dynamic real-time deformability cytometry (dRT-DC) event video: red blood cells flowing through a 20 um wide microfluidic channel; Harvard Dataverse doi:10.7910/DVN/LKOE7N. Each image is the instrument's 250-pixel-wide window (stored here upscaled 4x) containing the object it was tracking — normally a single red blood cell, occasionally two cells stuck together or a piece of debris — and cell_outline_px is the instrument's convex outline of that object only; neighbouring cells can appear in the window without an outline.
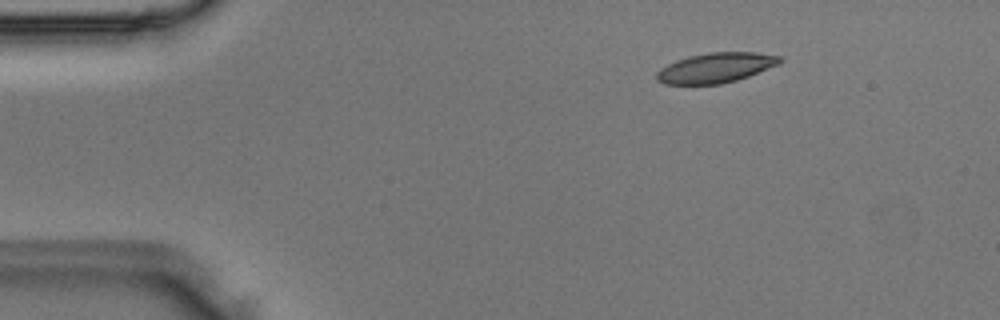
{"species": "Egyptian fruit bat (a non-hibernating species)", "species_latin": "Rousettus aegyptiacus", "temperature_condition": "room temperature", "stored_images_in_passage": 3, "camera_frame_rate_fps": 3000, "um_per_image_px": 0.085, "animal": {"sex": "male"}, "frame": {"image": 1, "passage_image": 1, "time_ms": 0.0, "image_size_px": [1000, 320], "cell_outline_px": [[784, 60], [780, 64], [748, 76], [736, 80], [720, 84], [664, 84], [656, 80], [656, 72], [660, 68], [676, 60], [688, 56], [708, 52], [756, 52], [780, 56]], "centroid_in_image_um": [60.84, 5.75], "position_along_channel_um": 24.2, "area_um2": 21.62}}